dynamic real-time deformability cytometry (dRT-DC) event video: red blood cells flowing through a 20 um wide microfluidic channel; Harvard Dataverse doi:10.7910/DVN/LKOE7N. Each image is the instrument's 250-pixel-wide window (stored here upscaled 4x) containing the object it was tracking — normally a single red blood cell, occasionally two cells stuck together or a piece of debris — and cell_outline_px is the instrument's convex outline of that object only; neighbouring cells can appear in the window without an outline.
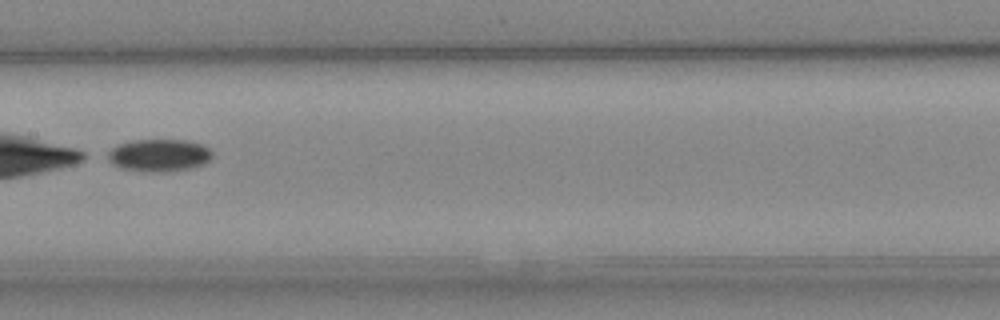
{"species": "Egyptian fruit bat (a non-hibernating species)", "species_latin": "Rousettus aegyptiacus", "temperature_condition": "cold", "stored_images_in_passage": 9, "camera_frame_rate_fps": 3000, "um_per_image_px": 0.085, "animal": {"sex": "female"}, "frame": {"image": 1, "passage_image": 8, "time_ms": 8.333, "image_size_px": [1000, 320], "cell_outline_px": [[212, 156], [204, 164], [192, 168], [164, 172], [152, 172], [120, 168], [112, 164], [108, 160], [108, 152], [112, 148], [120, 144], [136, 140], [188, 140], [204, 144], [212, 152]], "centroid_in_image_um": [13.54, 13.2], "position_along_channel_um": 193.9, "area_um2": 19.77}}
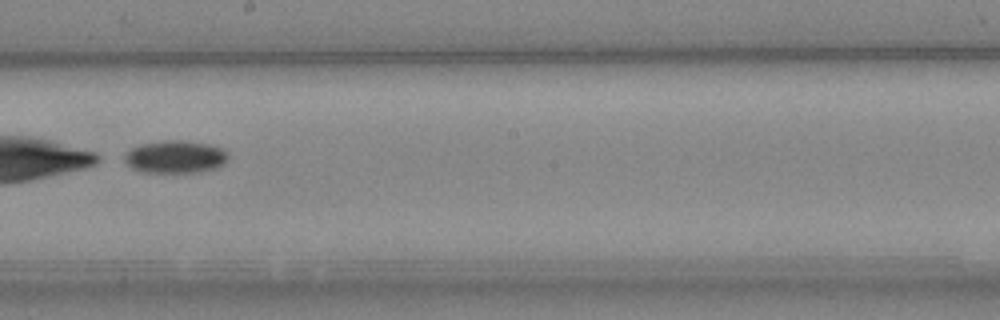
{"frame": {"image": 2, "passage_image": 9, "time_ms": 9.333, "image_size_px": [1000, 320], "cell_outline_px": [[228, 156], [224, 164], [216, 168], [200, 172], [140, 172], [132, 168], [124, 160], [124, 156], [132, 148], [140, 144], [168, 140], [184, 140], [208, 144], [220, 148], [228, 152]], "centroid_in_image_um": [14.91, 13.33], "position_along_channel_um": 233.3, "area_um2": 19.65}}